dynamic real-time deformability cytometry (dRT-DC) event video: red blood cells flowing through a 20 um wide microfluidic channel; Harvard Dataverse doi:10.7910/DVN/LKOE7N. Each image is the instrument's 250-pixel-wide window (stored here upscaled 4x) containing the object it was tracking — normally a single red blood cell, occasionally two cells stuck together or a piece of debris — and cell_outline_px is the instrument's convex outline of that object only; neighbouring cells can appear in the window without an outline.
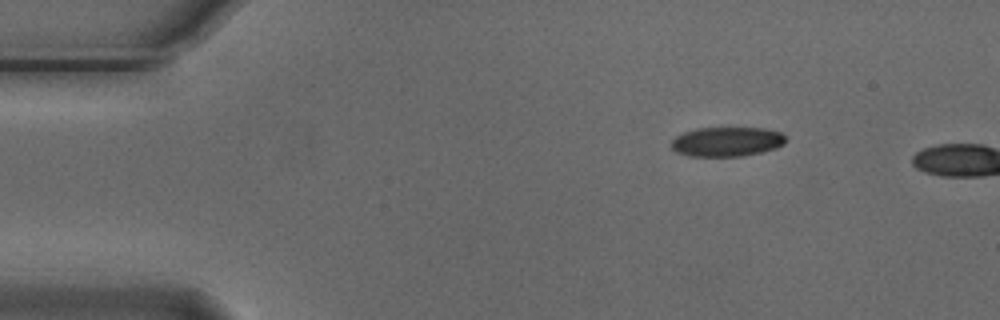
{"species": "Egyptian fruit bat (a non-hibernating species)", "species_latin": "Rousettus aegyptiacus", "temperature_condition": "cold", "stored_images_in_passage": 2, "camera_frame_rate_fps": 3000, "um_per_image_px": 0.085, "animal": {"sex": "male"}, "frame": {"image": 1, "passage_image": 1, "time_ms": 0.0, "image_size_px": [1000, 320], "cell_outline_px": [[788, 140], [784, 144], [776, 148], [764, 152], [740, 156], [688, 156], [676, 152], [672, 148], [672, 140], [676, 136], [684, 132], [696, 128], [764, 128], [780, 132]], "centroid_in_image_um": [61.8, 12.04], "position_along_channel_um": 23.2, "area_um2": 19.77}}